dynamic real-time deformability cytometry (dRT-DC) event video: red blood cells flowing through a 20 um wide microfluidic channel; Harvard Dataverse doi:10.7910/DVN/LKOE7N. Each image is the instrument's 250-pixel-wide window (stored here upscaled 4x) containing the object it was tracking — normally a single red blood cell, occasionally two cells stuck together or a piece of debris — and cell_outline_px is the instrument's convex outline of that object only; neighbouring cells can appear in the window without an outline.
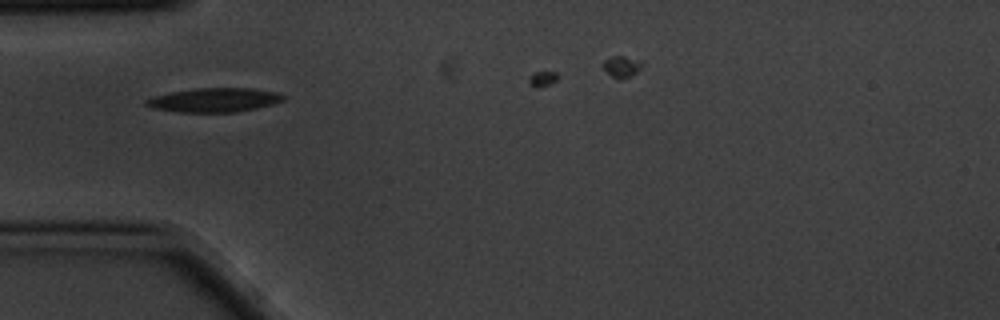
{"species": "common noctule bat (a hibernating species)", "species_latin": "Nyctalus noctula", "temperature_condition": "cold", "stored_images_in_passage": 3, "camera_frame_rate_fps": 3000, "um_per_image_px": 0.085, "animal": {"sex": "male", "body_mass_g": 20.1, "forearm_length_mm": 53.5}, "frame": {"image": 1, "passage_image": 1, "time_ms": 0.0, "image_size_px": [1000, 320], "cell_outline_px": [[284, 100], [272, 104], [256, 108], [236, 112], [180, 112], [152, 108], [144, 104], [144, 100], [156, 96], [172, 92], [192, 88], [252, 88], [280, 92], [284, 96]], "centroid_in_image_um": [18.23, 8.49], "position_along_channel_um": 66.8, "area_um2": 19.25}}